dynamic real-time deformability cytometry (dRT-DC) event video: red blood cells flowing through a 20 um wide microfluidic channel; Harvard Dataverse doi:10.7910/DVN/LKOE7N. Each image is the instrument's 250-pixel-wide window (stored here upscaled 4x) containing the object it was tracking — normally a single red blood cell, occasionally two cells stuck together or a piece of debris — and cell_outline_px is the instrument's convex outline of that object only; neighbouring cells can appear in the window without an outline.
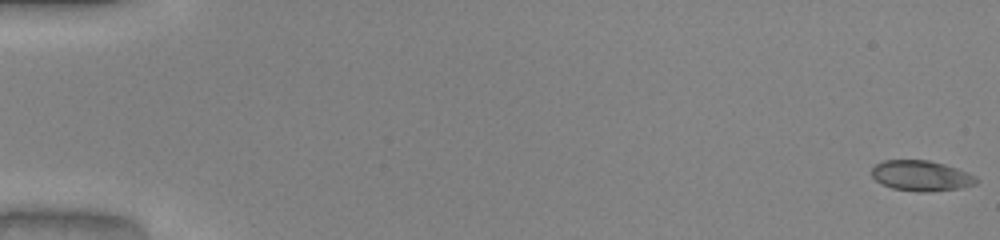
{"species": "common noctule bat (a hibernating species)", "species_latin": "Nyctalus noctula", "temperature_condition": "warm", "stored_images_in_passage": 52, "camera_frame_rate_fps": 3000, "um_per_image_px": 0.085, "animal": {"sex": "male", "body_mass_g": 20.0, "forearm_length_mm": 53.3}, "frame": {"image": 1, "passage_image": 1, "time_ms": 0.0, "image_size_px": [1000, 240], "cell_outline_px": [[980, 180], [976, 184], [960, 188], [924, 192], [920, 192], [892, 188], [876, 180], [872, 176], [872, 168], [876, 164], [884, 160], [928, 160], [944, 164], [968, 172], [976, 176]], "centroid_in_image_um": [78.33, 14.93], "position_along_channel_um": 6.7, "area_um2": 18.5}}
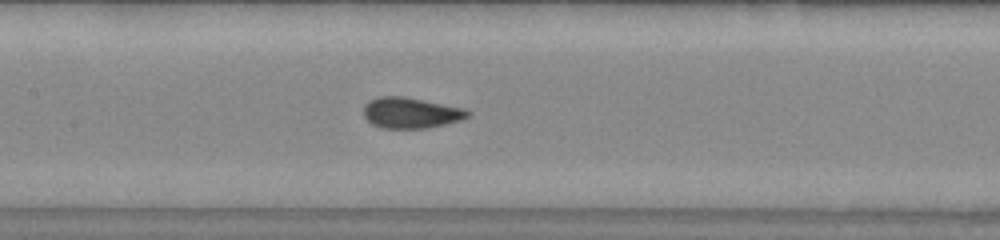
{"frame": {"image": 2, "passage_image": 26, "time_ms": 8.333, "image_size_px": [1000, 240], "cell_outline_px": [[472, 112], [468, 116], [460, 120], [444, 124], [424, 128], [380, 128], [372, 124], [364, 116], [364, 104], [368, 100], [380, 96], [404, 96], [464, 108]], "centroid_in_image_um": [34.89, 9.58], "position_along_channel_um": 172.5, "area_um2": 18.67}}
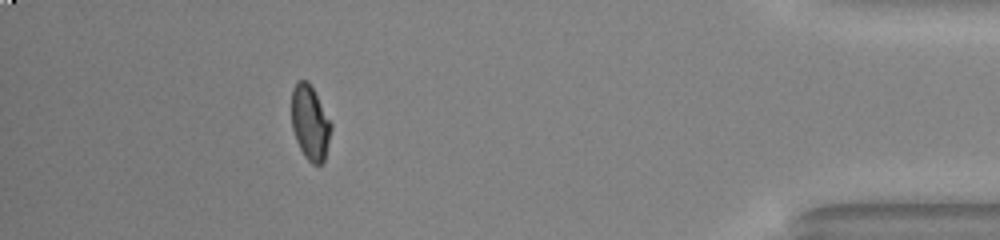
{"frame": {"image": 3, "passage_image": 47, "time_ms": 15.333, "image_size_px": [1000, 240], "cell_outline_px": [[332, 128], [324, 160], [320, 164], [312, 164], [304, 156], [296, 140], [292, 128], [292, 88], [296, 80], [308, 80], [332, 124]], "centroid_in_image_um": [26.34, 10.41], "position_along_channel_um": 408.9, "area_um2": 17.11}, "authors_computed_cell_mechanics": {"area_um2": 18.3226, "velocity_mm_per_s": 4.0785, "shape_relaxation_time_tau1_ms": 10.3422, "shape_relaxation_time_tau2_ms": null, "deformation_change_tau1": 0.2577, "deformation_change_tau2": null}}